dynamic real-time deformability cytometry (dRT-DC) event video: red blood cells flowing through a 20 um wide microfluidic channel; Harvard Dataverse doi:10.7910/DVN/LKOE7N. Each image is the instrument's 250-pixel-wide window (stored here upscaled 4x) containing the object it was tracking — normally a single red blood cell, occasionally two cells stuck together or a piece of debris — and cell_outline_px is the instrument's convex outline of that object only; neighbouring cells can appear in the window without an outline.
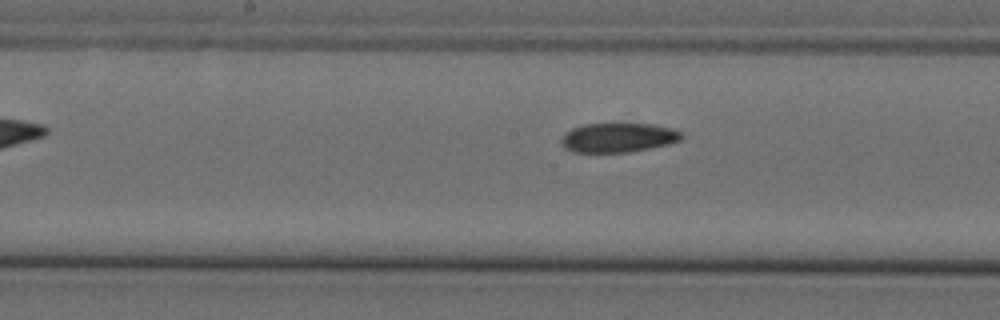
{"species": "Egyptian fruit bat (a non-hibernating species)", "species_latin": "Rousettus aegyptiacus", "temperature_condition": "cold", "stored_images_in_passage": 6, "segment_of_instrument_passage": [2, 2], "camera_frame_rate_fps": 3000, "um_per_image_px": 0.085, "animal": {"sex": "female"}, "frame": {"image": 1, "passage_image": 6, "time_ms": 1.667, "image_size_px": [1000, 320], "cell_outline_px": [[684, 136], [680, 140], [668, 144], [628, 152], [572, 152], [564, 148], [560, 144], [560, 140], [564, 132], [572, 128], [584, 124], [652, 124], [672, 128], [684, 132]], "centroid_in_image_um": [52.52, 11.69], "position_along_channel_um": 195.7, "area_um2": 20.69}}